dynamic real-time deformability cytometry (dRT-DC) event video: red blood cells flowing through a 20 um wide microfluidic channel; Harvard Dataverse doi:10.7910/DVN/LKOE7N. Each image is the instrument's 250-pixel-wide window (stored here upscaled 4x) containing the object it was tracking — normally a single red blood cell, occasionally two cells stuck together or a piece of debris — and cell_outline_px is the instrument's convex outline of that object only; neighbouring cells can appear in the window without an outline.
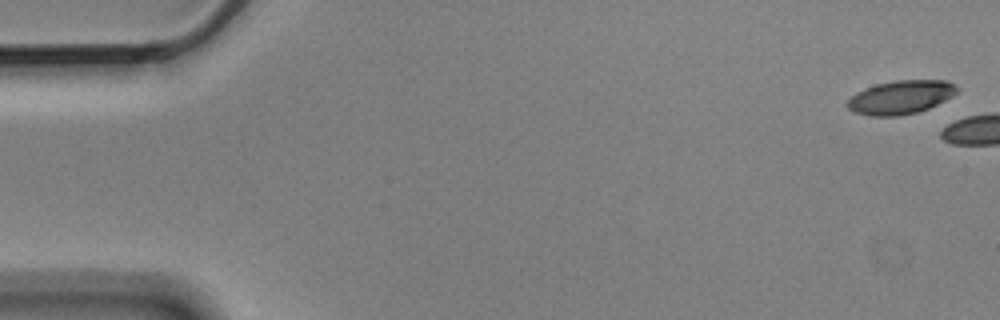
{"species": "Egyptian fruit bat (a non-hibernating species)", "species_latin": "Rousettus aegyptiacus", "temperature_condition": "cold", "stored_images_in_passage": 6, "camera_frame_rate_fps": 3000, "um_per_image_px": 0.085, "animal": {"sex": "male"}, "frame": {"image": 1, "passage_image": 1, "time_ms": 0.0, "image_size_px": [1000, 320], "cell_outline_px": [[956, 92], [952, 96], [928, 108], [916, 112], [900, 116], [872, 116], [852, 112], [844, 104], [856, 92], [876, 84], [896, 80], [944, 80], [952, 84], [956, 88]], "centroid_in_image_um": [76.49, 8.27], "position_along_channel_um": 8.5, "area_um2": 21.27}}